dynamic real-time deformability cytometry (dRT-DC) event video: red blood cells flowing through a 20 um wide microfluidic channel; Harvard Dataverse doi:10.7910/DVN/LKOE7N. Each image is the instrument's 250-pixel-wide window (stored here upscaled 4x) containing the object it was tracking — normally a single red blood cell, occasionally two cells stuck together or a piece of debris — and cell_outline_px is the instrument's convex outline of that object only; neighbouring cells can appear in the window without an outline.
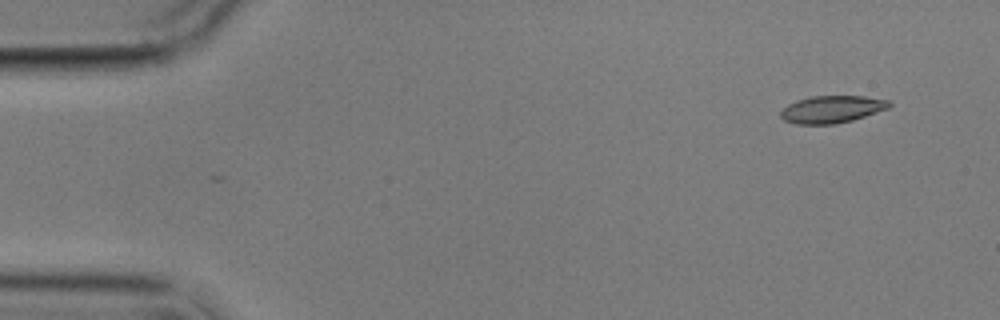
{"species": "common noctule bat (a hibernating species)", "species_latin": "Nyctalus noctula", "temperature_condition": "cold", "stored_images_in_passage": 8, "camera_frame_rate_fps": 3000, "um_per_image_px": 0.085, "animal": {"sex": "male", "body_mass_g": 17.9}, "frame": {"image": 1, "passage_image": 1, "time_ms": 0.0, "image_size_px": [1000, 320], "cell_outline_px": [[892, 104], [888, 108], [852, 120], [836, 124], [796, 124], [784, 120], [780, 116], [780, 112], [788, 104], [796, 100], [812, 96], [864, 96], [888, 100]], "centroid_in_image_um": [70.69, 9.29], "position_along_channel_um": 14.3, "area_um2": 17.17}}
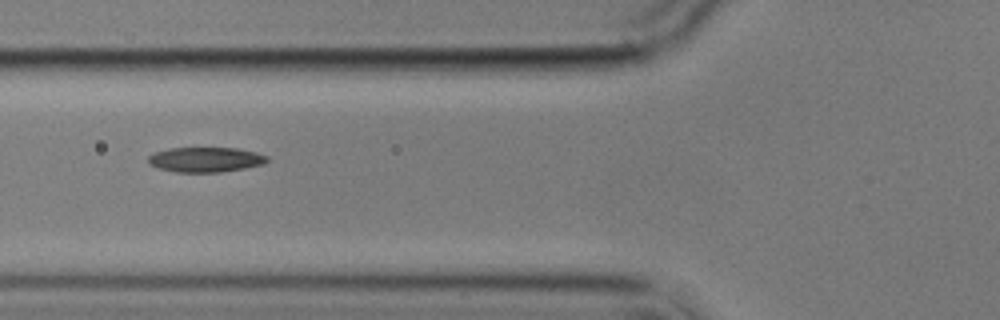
{"frame": {"image": 2, "passage_image": 6, "time_ms": 5.667, "image_size_px": [1000, 320], "cell_outline_px": [[268, 160], [264, 164], [244, 168], [220, 172], [176, 172], [160, 168], [148, 164], [148, 156], [156, 152], [168, 148], [236, 148], [256, 152], [268, 156]], "centroid_in_image_um": [17.48, 13.56], "position_along_channel_um": 108.3, "area_um2": 17.22}}
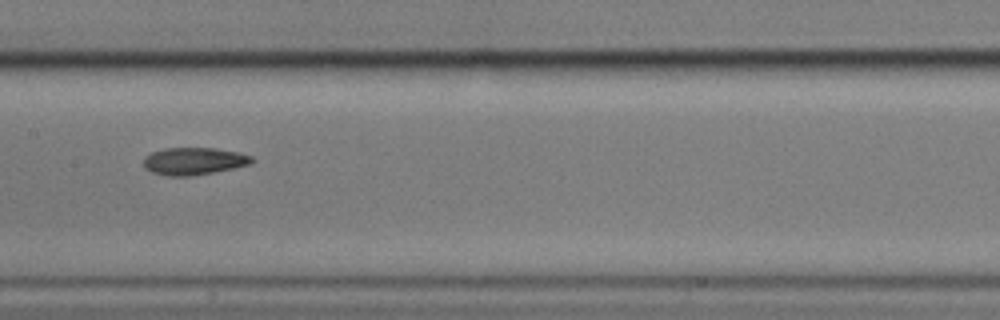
{"frame": {"image": 3, "passage_image": 8, "time_ms": 8.0, "image_size_px": [1000, 320], "cell_outline_px": [[256, 160], [252, 164], [192, 176], [168, 176], [152, 172], [144, 168], [144, 156], [152, 152], [164, 148], [212, 148], [240, 152], [252, 156]], "centroid_in_image_um": [16.49, 13.69], "position_along_channel_um": 190.9, "area_um2": 17.34}}